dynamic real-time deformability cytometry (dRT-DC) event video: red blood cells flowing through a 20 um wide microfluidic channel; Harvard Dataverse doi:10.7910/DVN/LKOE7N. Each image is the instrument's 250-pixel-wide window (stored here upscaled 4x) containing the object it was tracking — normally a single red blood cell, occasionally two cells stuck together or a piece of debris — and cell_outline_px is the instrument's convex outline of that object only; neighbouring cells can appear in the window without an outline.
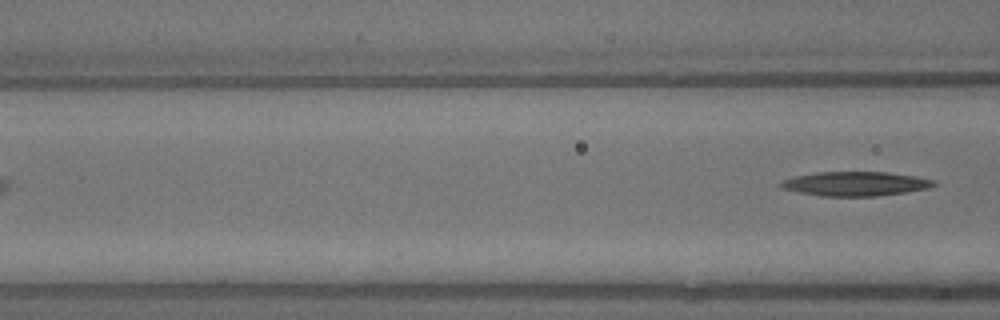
{"species": "common noctule bat (a hibernating species)", "species_latin": "Nyctalus noctula", "temperature_condition": "warm", "stored_images_in_passage": 6, "segment_of_instrument_passage": [2, 2], "camera_frame_rate_fps": 3000, "um_per_image_px": 0.085, "animal": {"sex": "male", "body_mass_g": 13.3}, "frame": {"image": 1, "passage_image": 6, "time_ms": 1.667, "image_size_px": [1000, 320], "cell_outline_px": [[936, 184], [928, 188], [908, 192], [876, 196], [820, 196], [800, 192], [784, 188], [780, 184], [780, 180], [796, 176], [816, 172], [888, 172], [916, 176], [936, 180]], "centroid_in_image_um": [72.75, 15.61], "position_along_channel_um": 93.8, "area_um2": 21.62}}